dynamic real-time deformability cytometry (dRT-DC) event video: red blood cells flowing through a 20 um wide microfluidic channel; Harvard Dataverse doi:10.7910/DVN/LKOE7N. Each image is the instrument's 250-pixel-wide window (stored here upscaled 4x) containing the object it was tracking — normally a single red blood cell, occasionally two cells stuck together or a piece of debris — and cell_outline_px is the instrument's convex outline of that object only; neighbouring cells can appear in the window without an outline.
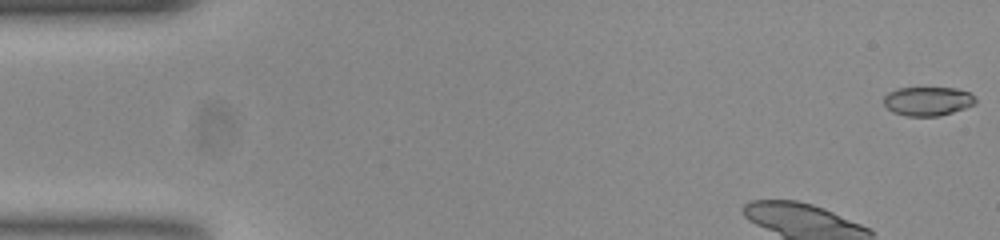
{"species": "common noctule bat (a hibernating species)", "species_latin": "Nyctalus noctula", "temperature_condition": "room temperature", "stored_images_in_passage": 51, "camera_frame_rate_fps": 3000, "um_per_image_px": 0.085, "animal": {"sex": "female", "body_mass_g": 23.0, "forearm_length_mm": 53.4}, "frame": {"image": 1, "passage_image": 1, "time_ms": 0.0, "image_size_px": [1000, 240], "cell_outline_px": [[976, 104], [940, 116], [908, 116], [892, 112], [884, 104], [884, 96], [888, 92], [900, 88], [956, 88], [968, 92], [976, 100]], "centroid_in_image_um": [78.84, 8.6], "position_along_channel_um": 6.2, "area_um2": 15.37}, "authors_computed_cell_mechanics": {"area_um2": 16.8776, "velocity_mm_per_s": 3.7398, "shape_relaxation_time_tau1_ms": 0.9531, "shape_relaxation_time_tau2_ms": null, "deformation_change_tau1": 0.209, "deformation_change_tau2": null}}